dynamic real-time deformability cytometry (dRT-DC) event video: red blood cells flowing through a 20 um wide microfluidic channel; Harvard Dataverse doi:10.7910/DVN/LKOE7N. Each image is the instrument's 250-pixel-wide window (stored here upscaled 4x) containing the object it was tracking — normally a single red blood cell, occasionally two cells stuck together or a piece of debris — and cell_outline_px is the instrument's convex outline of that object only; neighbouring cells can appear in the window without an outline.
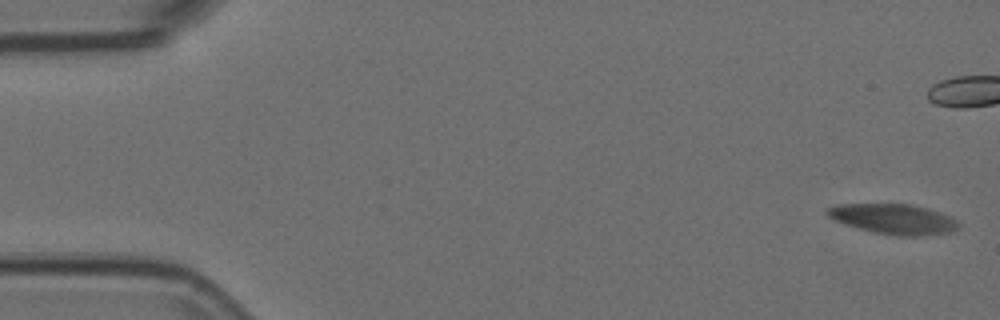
{"species": "Egyptian fruit bat (a non-hibernating species)", "species_latin": "Rousettus aegyptiacus", "temperature_condition": "room temperature", "stored_images_in_passage": 6, "camera_frame_rate_fps": 3000, "um_per_image_px": 0.085, "animal": {"sex": "female"}, "frame": {"image": 1, "passage_image": 1, "time_ms": 0.0, "image_size_px": [1000, 320], "cell_outline_px": [[960, 224], [956, 228], [948, 232], [924, 236], [896, 236], [876, 232], [844, 224], [828, 216], [824, 212], [824, 208], [836, 204], [912, 204], [928, 208], [952, 216]], "centroid_in_image_um": [75.94, 18.6], "position_along_channel_um": 9.1, "area_um2": 23.12}}
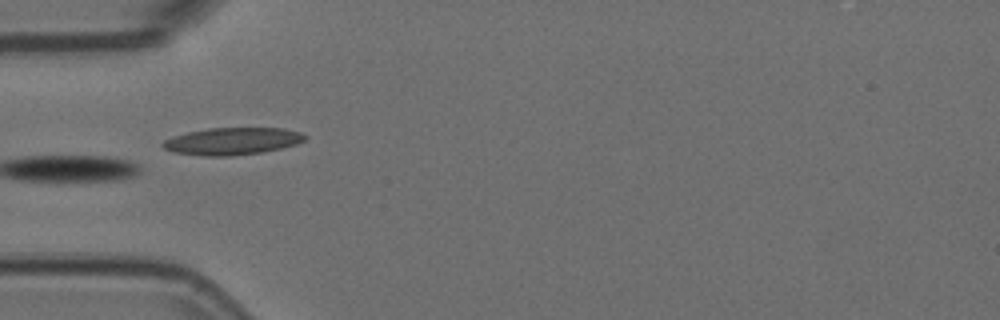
{"frame": {"image": 2, "passage_image": 6, "time_ms": 1.667, "image_size_px": [1000, 320], "cell_outline_px": [[308, 136], [304, 140], [296, 144], [280, 148], [260, 152], [232, 156], [204, 156], [172, 152], [164, 148], [160, 144], [164, 140], [172, 136], [188, 132], [208, 128], [284, 128], [300, 132]], "centroid_in_image_um": [19.71, 12.0], "position_along_channel_um": 65.3, "area_um2": 22.54}}